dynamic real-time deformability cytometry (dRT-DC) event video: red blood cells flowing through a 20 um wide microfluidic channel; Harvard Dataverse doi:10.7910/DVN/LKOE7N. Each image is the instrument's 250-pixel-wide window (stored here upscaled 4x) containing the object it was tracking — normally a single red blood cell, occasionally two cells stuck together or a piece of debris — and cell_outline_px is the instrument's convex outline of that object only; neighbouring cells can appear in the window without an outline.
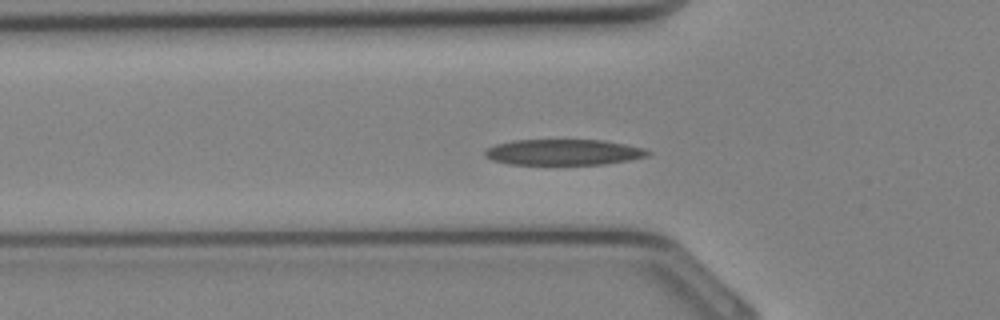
{"species": "Egyptian fruit bat (a non-hibernating species)", "species_latin": "Rousettus aegyptiacus", "temperature_condition": "cold", "stored_images_in_passage": 27, "segment_of_instrument_passage": [1, 2], "camera_frame_rate_fps": 3000, "um_per_image_px": 0.085, "animal": {"sex": "female"}, "frame": {"image": 1, "passage_image": 3, "time_ms": 0.667, "image_size_px": [1000, 320], "cell_outline_px": [[652, 152], [648, 156], [628, 160], [604, 164], [508, 164], [492, 160], [484, 156], [484, 152], [488, 148], [496, 144], [512, 140], [604, 140], [644, 148]], "centroid_in_image_um": [47.89, 12.93], "position_along_channel_um": 77.9, "area_um2": 24.45}}
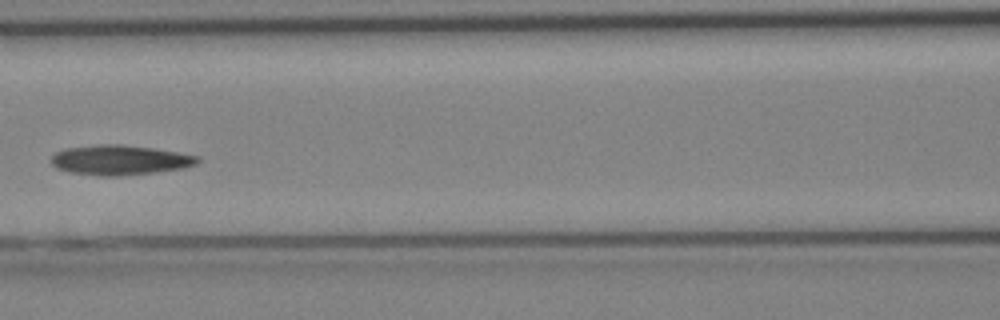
{"frame": {"image": 2, "passage_image": 7, "time_ms": 2.0, "image_size_px": [1000, 320], "cell_outline_px": [[200, 160], [196, 164], [184, 168], [152, 172], [116, 176], [100, 176], [68, 172], [56, 168], [52, 164], [52, 156], [56, 152], [64, 148], [100, 144], [120, 144], [152, 148], [200, 156]], "centroid_in_image_um": [10.16, 13.6], "position_along_channel_um": 156.4, "area_um2": 25.37}}
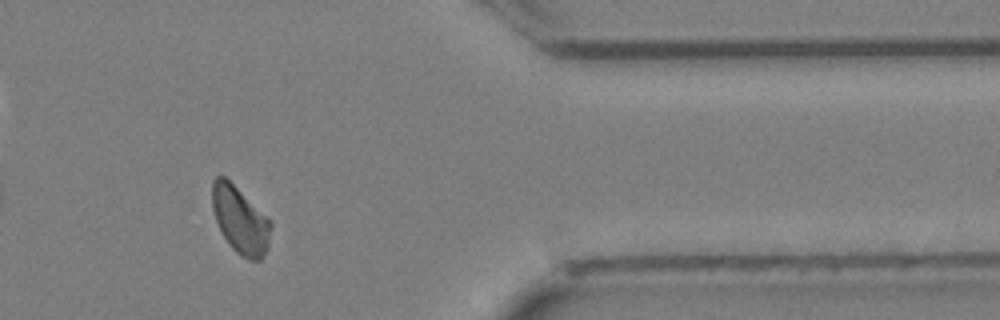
{"frame": {"image": 3, "passage_image": 20, "time_ms": 6.333, "image_size_px": [1000, 320], "cell_outline_px": [[272, 224], [268, 248], [260, 260], [248, 260], [240, 256], [228, 244], [216, 220], [212, 208], [212, 180], [216, 176], [224, 176], [272, 220]], "centroid_in_image_um": [20.43, 18.72], "position_along_channel_um": 391.0, "area_um2": 22.95}}